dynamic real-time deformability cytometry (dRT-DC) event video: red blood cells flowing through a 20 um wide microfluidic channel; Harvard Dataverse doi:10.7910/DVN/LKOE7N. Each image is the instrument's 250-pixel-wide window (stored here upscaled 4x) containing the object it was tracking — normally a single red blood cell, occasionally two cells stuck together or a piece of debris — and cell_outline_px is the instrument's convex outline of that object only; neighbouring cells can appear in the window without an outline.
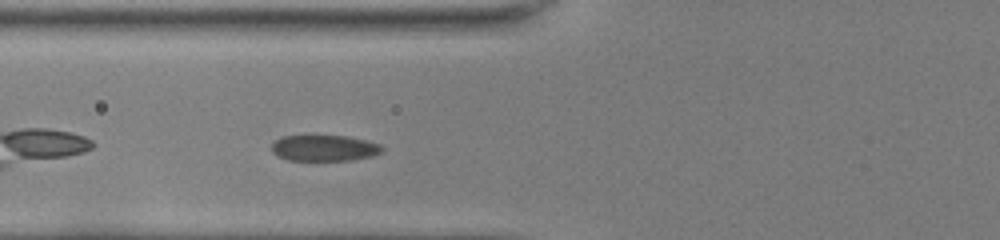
{"species": "common noctule bat (a hibernating species)", "species_latin": "Nyctalus noctula", "temperature_condition": "room temperature", "stored_images_in_passage": 35, "camera_frame_rate_fps": 3000, "um_per_image_px": 0.085, "animal": {"sex": "female", "body_mass_g": 22.0, "forearm_length_mm": 56.7}, "frame": {"image": 1, "passage_image": 5, "time_ms": 1.333, "image_size_px": [1000, 240], "cell_outline_px": [[384, 148], [380, 152], [372, 156], [348, 160], [288, 160], [276, 156], [272, 152], [272, 144], [276, 140], [284, 136], [344, 136], [364, 140], [380, 144]], "centroid_in_image_um": [27.53, 12.59], "position_along_channel_um": 98.3, "area_um2": 16.53}}
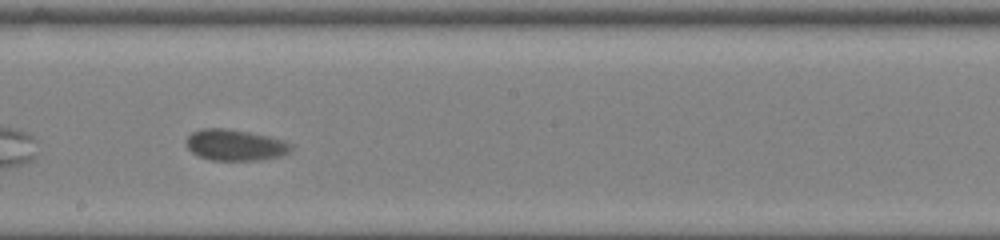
{"frame": {"image": 2, "passage_image": 15, "time_ms": 4.667, "image_size_px": [1000, 240], "cell_outline_px": [[292, 148], [288, 152], [280, 156], [256, 160], [212, 160], [200, 156], [192, 152], [188, 148], [188, 136], [192, 132], [204, 128], [224, 128], [248, 132], [268, 136], [284, 140], [292, 144]], "centroid_in_image_um": [20.01, 12.32], "position_along_channel_um": 228.2, "area_um2": 18.73}}
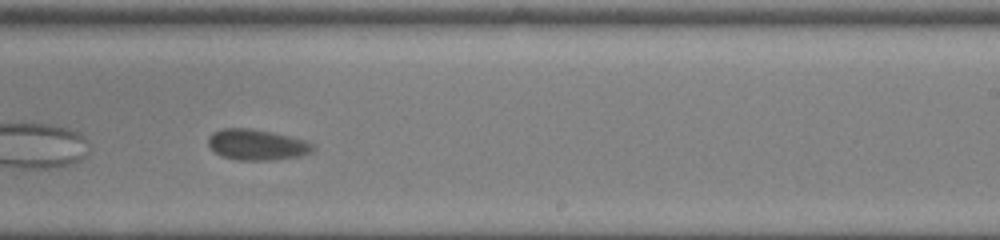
{"frame": {"image": 3, "passage_image": 18, "time_ms": 5.667, "image_size_px": [1000, 240], "cell_outline_px": [[316, 148], [312, 152], [300, 156], [272, 160], [236, 160], [220, 156], [208, 144], [208, 136], [212, 132], [220, 128], [252, 128], [292, 136], [304, 140], [312, 144]], "centroid_in_image_um": [21.83, 12.29], "position_along_channel_um": 267.2, "area_um2": 19.02}, "authors_computed_cell_mechanics": {"area_um2": 18.9006, "velocity_mm_per_s": 3.9043, "shape_relaxation_time_tau1_ms": null, "shape_relaxation_time_tau2_ms": 0.6133, "deformation_change_tau1": null, "deformation_change_tau2": 0.0406}}